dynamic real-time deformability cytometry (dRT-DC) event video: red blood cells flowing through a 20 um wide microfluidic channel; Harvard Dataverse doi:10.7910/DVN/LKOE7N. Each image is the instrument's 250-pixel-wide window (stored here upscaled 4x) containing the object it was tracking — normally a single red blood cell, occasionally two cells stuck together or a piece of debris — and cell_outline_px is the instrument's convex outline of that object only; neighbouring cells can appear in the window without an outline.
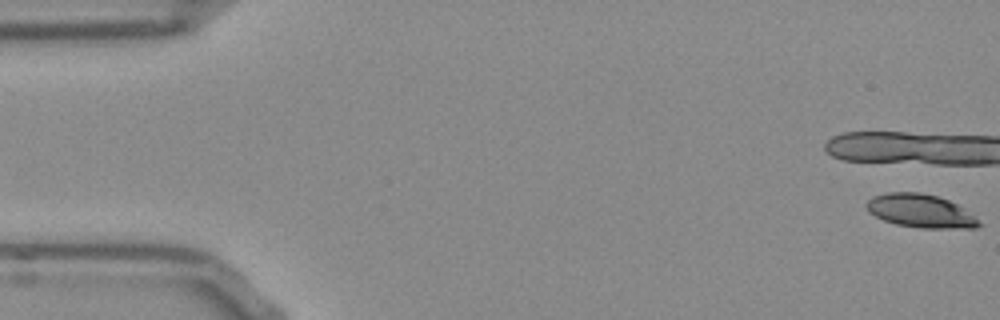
{"species": "Egyptian fruit bat (a non-hibernating species)", "species_latin": "Rousettus aegyptiacus", "temperature_condition": "room temperature", "stored_images_in_passage": 9, "camera_frame_rate_fps": 3000, "um_per_image_px": 0.085, "frame": {"image": 1, "passage_image": 1, "time_ms": 0.0, "image_size_px": [1000, 320], "cell_outline_px": [[984, 224], [976, 228], [920, 228], [896, 224], [884, 220], [868, 212], [864, 204], [872, 196], [888, 192], [920, 192], [936, 196], [948, 200], [964, 208]], "centroid_in_image_um": [78.24, 17.93], "position_along_channel_um": 6.8, "area_um2": 21.96}}